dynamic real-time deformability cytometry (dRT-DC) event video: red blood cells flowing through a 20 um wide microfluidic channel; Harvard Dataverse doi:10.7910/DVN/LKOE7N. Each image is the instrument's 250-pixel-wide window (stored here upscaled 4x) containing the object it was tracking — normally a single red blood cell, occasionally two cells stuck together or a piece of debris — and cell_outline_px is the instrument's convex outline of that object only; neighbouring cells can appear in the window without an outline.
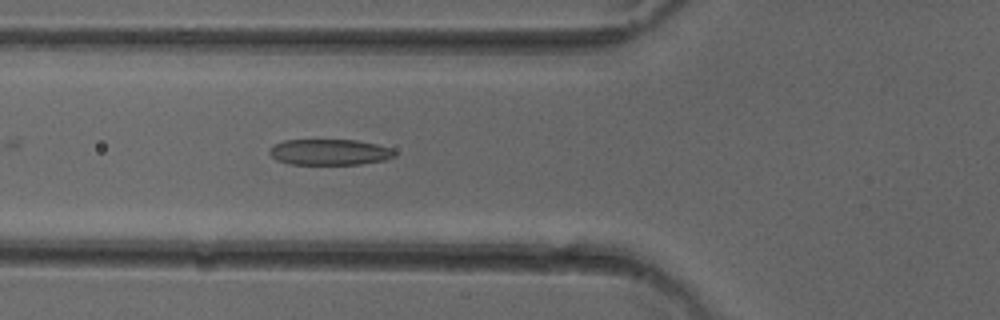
{"species": "common noctule bat (a hibernating species)", "species_latin": "Nyctalus noctula", "temperature_condition": "cold", "stored_images_in_passage": 24, "camera_frame_rate_fps": 3000, "um_per_image_px": 0.085, "animal": {"sex": "female"}, "frame": {"image": 1, "passage_image": 19, "time_ms": 6.0, "image_size_px": [1000, 320], "cell_outline_px": [[396, 156], [384, 160], [360, 164], [292, 164], [276, 160], [268, 152], [268, 148], [272, 144], [284, 140], [356, 140], [376, 144], [392, 148], [396, 152]], "centroid_in_image_um": [27.99, 12.92], "position_along_channel_um": 97.8, "area_um2": 19.02}}
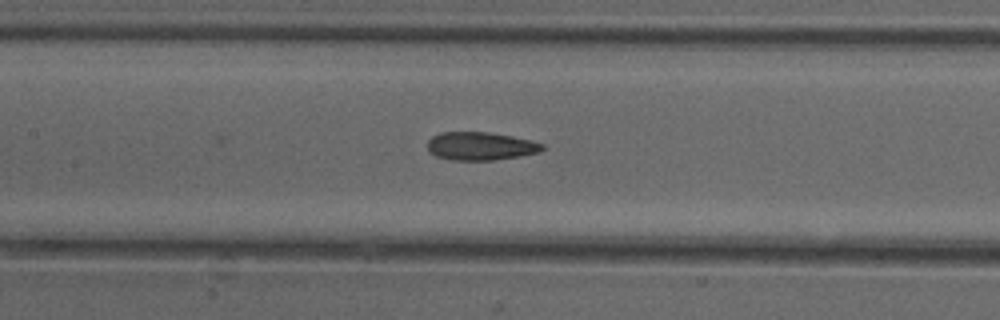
{"frame": {"image": 2, "passage_image": 24, "time_ms": 7.667, "image_size_px": [1000, 320], "cell_outline_px": [[544, 148], [540, 152], [520, 156], [492, 160], [452, 160], [436, 156], [428, 152], [428, 140], [432, 136], [440, 132], [492, 132], [512, 136], [544, 144]], "centroid_in_image_um": [40.82, 12.41], "position_along_channel_um": 166.6, "area_um2": 18.9}}